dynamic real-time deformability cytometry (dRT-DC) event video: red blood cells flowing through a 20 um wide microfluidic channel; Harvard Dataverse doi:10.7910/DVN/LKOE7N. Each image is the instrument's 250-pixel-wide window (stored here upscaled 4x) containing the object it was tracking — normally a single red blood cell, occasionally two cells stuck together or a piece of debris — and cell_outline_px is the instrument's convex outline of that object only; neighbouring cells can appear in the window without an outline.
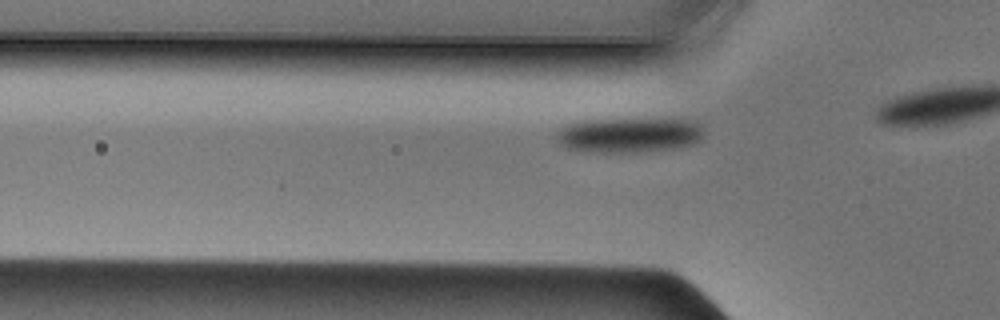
{"species": "Egyptian fruit bat (a non-hibernating species)", "species_latin": "Rousettus aegyptiacus", "temperature_condition": "cold", "stored_images_in_passage": 13, "camera_frame_rate_fps": 3000, "um_per_image_px": 0.085, "animal": {"sex": "male"}, "frame": {"image": 1, "passage_image": 10, "time_ms": 3.0, "image_size_px": [1000, 320], "cell_outline_px": [[700, 140], [692, 144], [680, 148], [636, 152], [592, 152], [568, 148], [560, 144], [556, 136], [556, 132], [560, 128], [576, 120], [688, 120], [700, 124]], "centroid_in_image_um": [53.4, 11.49], "position_along_channel_um": 72.4, "area_um2": 29.59}}